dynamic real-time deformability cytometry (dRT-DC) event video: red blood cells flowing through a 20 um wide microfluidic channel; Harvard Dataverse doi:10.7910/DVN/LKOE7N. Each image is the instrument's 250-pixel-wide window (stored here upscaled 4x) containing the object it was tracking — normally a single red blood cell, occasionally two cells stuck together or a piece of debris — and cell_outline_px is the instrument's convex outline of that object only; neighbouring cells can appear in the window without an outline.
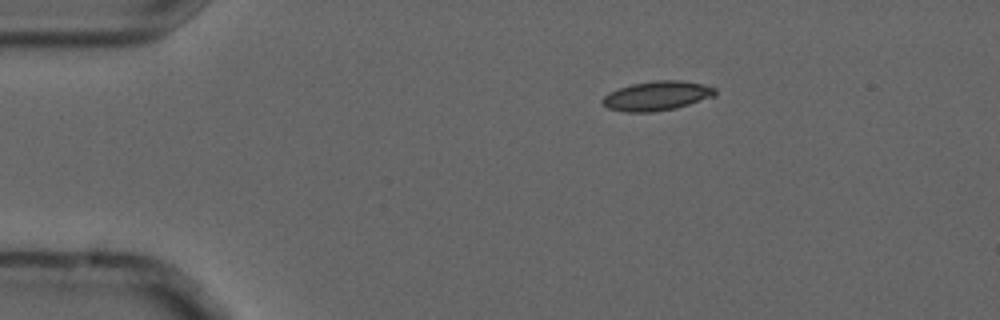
{"species": "common noctule bat (a hibernating species)", "species_latin": "Nyctalus noctula", "temperature_condition": "cold", "stored_images_in_passage": 3, "camera_frame_rate_fps": 3000, "um_per_image_px": 0.085, "animal": {"sex": "male", "forearm_length_mm": 52.5}, "frame": {"image": 1, "passage_image": 1, "time_ms": 0.0, "image_size_px": [1000, 320], "cell_outline_px": [[716, 96], [676, 108], [652, 112], [624, 112], [608, 108], [600, 100], [608, 92], [632, 84], [656, 80], [680, 80], [704, 84], [716, 88]], "centroid_in_image_um": [55.85, 8.14], "position_along_channel_um": 29.1, "area_um2": 19.36}}